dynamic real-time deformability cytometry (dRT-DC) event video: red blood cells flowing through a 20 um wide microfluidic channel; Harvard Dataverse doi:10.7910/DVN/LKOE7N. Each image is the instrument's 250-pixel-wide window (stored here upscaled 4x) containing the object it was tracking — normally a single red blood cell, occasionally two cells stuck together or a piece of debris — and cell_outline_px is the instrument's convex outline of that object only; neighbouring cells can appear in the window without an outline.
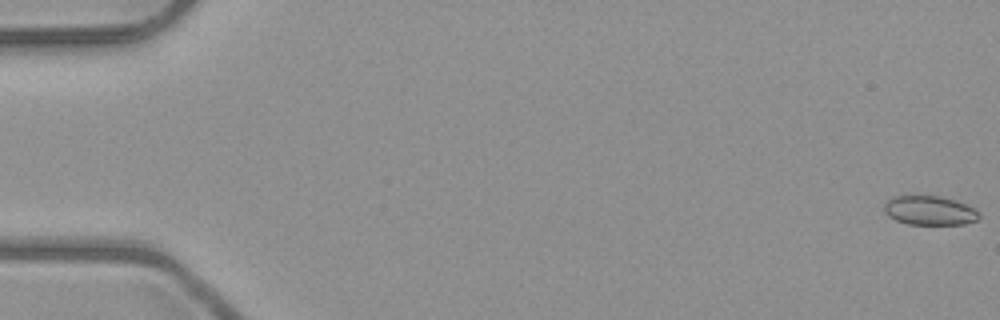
{"species": "common noctule bat (a hibernating species)", "species_latin": "Nyctalus noctula", "temperature_condition": "room temperature", "stored_images_in_passage": 5, "camera_frame_rate_fps": 3000, "um_per_image_px": 0.085, "animal": {"sex": "male", "body_mass_g": 23.1, "forearm_length_mm": 52.7}, "frame": {"image": 1, "passage_image": 1, "time_ms": 0.0, "image_size_px": [1000, 320], "cell_outline_px": [[980, 216], [976, 220], [964, 224], [908, 224], [896, 220], [888, 216], [884, 212], [884, 204], [892, 196], [916, 192], [940, 196], [956, 200], [976, 208], [980, 212]], "centroid_in_image_um": [78.98, 17.83], "position_along_channel_um": 6.0, "area_um2": 16.94}}
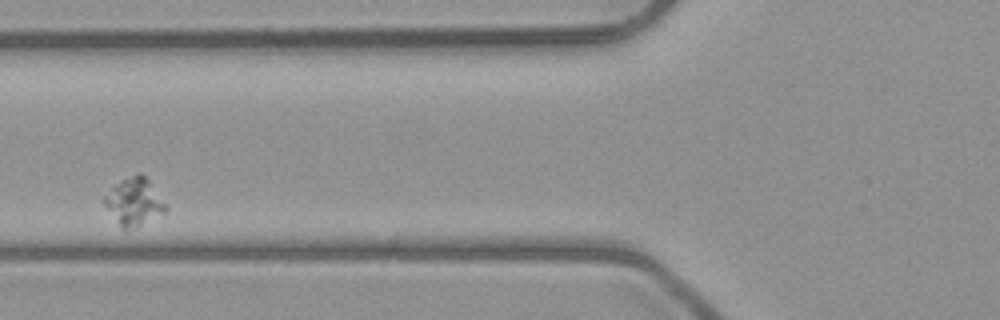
{"frame": {"image": 2, "passage_image": 4, "time_ms": 3.667, "image_size_px": [1000, 320], "cell_outline_px": [[168, 208], [164, 212], [128, 232], [120, 228], [104, 204], [104, 196], [120, 180], [136, 172], [140, 172], [148, 180]], "centroid_in_image_um": [11.37, 17.17], "position_along_channel_um": 114.4, "area_um2": 16.82}}
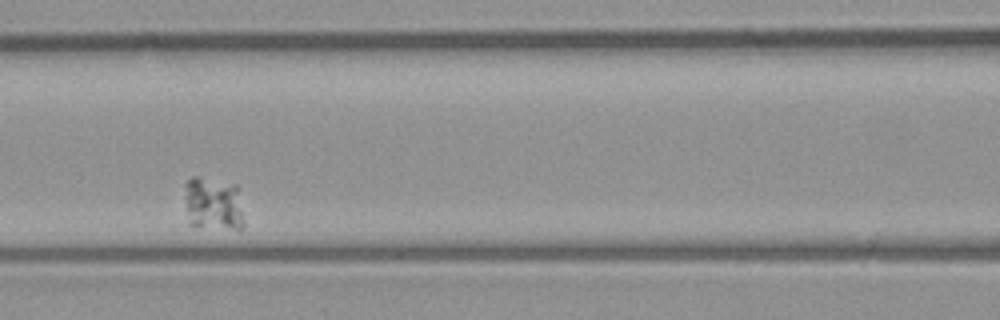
{"frame": {"image": 3, "passage_image": 5, "time_ms": 4.667, "image_size_px": [1000, 320], "cell_outline_px": [[244, 228], [236, 228], [192, 224], [184, 196], [184, 184], [192, 176], [200, 176], [236, 184], [240, 188], [244, 224]], "centroid_in_image_um": [18.18, 17.23], "position_along_channel_um": 148.4, "area_um2": 18.44}}